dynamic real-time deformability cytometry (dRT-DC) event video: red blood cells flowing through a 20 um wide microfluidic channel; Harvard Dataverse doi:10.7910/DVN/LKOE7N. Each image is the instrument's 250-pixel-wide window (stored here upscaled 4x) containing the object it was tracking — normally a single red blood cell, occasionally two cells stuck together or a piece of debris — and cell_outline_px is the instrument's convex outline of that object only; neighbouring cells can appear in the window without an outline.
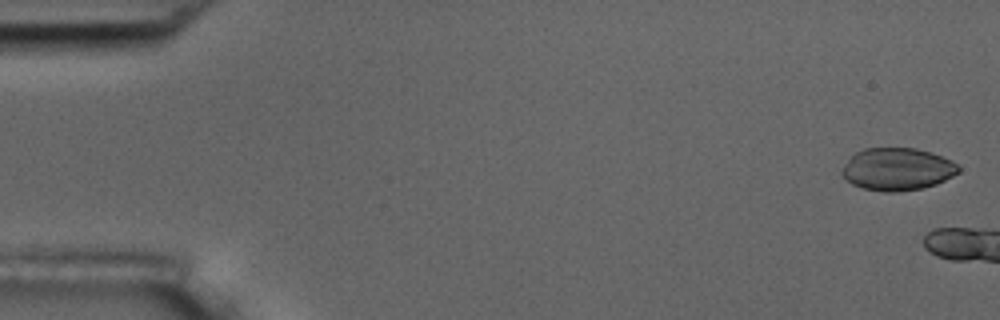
{"species": "common noctule bat (a hibernating species)", "species_latin": "Nyctalus noctula", "temperature_condition": "room temperature", "stored_images_in_passage": 7, "camera_frame_rate_fps": 3000, "um_per_image_px": 0.085, "animal": {"sex": "male", "body_mass_g": 17.5, "forearm_length_mm": 52.3}, "frame": {"image": 1, "passage_image": 1, "time_ms": 0.0, "image_size_px": [1000, 320], "cell_outline_px": [[960, 172], [936, 184], [920, 188], [896, 192], [884, 192], [864, 188], [852, 184], [840, 172], [844, 164], [856, 152], [864, 148], [916, 148], [952, 160], [960, 168]], "centroid_in_image_um": [76.26, 14.38], "position_along_channel_um": 8.7, "area_um2": 28.61}}